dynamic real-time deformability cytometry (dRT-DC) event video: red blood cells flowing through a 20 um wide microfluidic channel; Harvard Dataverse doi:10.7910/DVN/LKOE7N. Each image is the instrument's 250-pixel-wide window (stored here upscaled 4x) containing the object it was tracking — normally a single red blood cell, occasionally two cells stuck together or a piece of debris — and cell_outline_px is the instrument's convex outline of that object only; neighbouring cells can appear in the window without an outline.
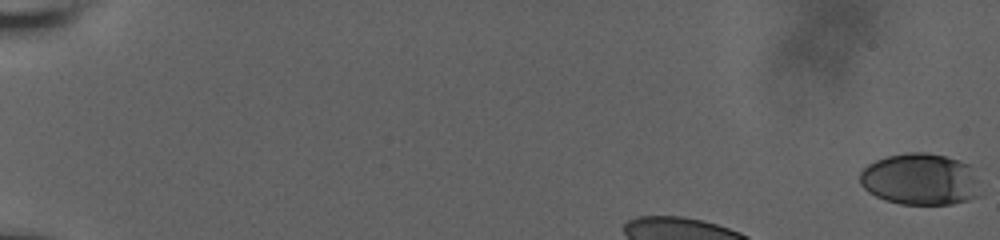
{"species": "human", "species_latin": "Homo sapiens", "temperature_condition": "room temperature", "stored_images_in_passage": 41, "camera_frame_rate_fps": 3000, "um_per_image_px": 0.085, "donor": {"sex": "male"}, "frame": {"image": 1, "passage_image": 1, "time_ms": 0.0, "image_size_px": [1000, 240], "cell_outline_px": [[980, 196], [968, 200], [952, 204], [900, 204], [884, 200], [868, 192], [860, 184], [860, 172], [868, 164], [876, 160], [888, 156], [904, 152], [928, 152], [960, 160], [968, 164], [976, 180], [980, 192]], "centroid_in_image_um": [78.2, 15.24], "position_along_channel_um": 6.8, "area_um2": 36.36}}
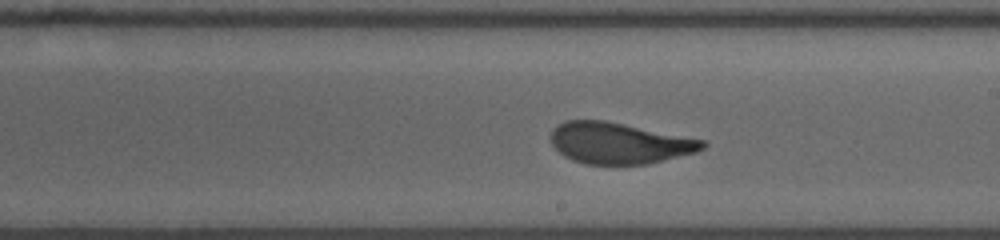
{"frame": {"image": 2, "passage_image": 27, "time_ms": 8.667, "image_size_px": [1000, 240], "cell_outline_px": [[708, 144], [704, 148], [696, 152], [648, 164], [584, 164], [572, 160], [564, 156], [552, 144], [552, 128], [556, 124], [564, 120], [604, 120], [708, 140]], "centroid_in_image_um": [52.66, 12.16], "position_along_channel_um": 236.3, "area_um2": 36.65}}
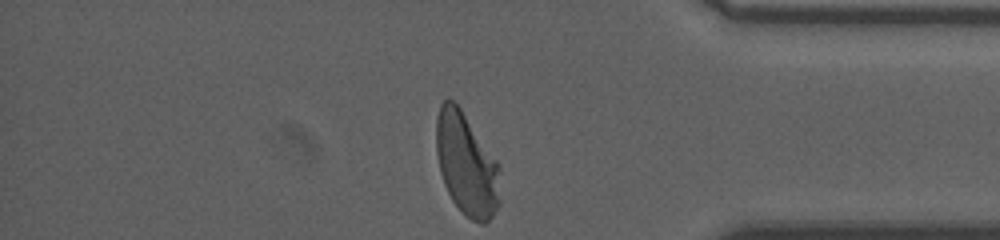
{"frame": {"image": 3, "passage_image": 41, "time_ms": 13.333, "image_size_px": [1000, 240], "cell_outline_px": [[500, 204], [492, 216], [484, 224], [480, 224], [472, 220], [452, 200], [444, 184], [440, 172], [436, 152], [436, 116], [440, 104], [448, 96], [460, 108], [500, 164]], "centroid_in_image_um": [39.66, 13.95], "position_along_channel_um": 395.5, "area_um2": 38.32}, "authors_computed_cell_mechanics": {"area_um2": 36.8764, "velocity_mm_per_s": 3.7634, "shape_relaxation_time_tau1_ms": 4.2754, "shape_relaxation_time_tau2_ms": null, "deformation_change_tau1": 0.1883, "deformation_change_tau2": null}}